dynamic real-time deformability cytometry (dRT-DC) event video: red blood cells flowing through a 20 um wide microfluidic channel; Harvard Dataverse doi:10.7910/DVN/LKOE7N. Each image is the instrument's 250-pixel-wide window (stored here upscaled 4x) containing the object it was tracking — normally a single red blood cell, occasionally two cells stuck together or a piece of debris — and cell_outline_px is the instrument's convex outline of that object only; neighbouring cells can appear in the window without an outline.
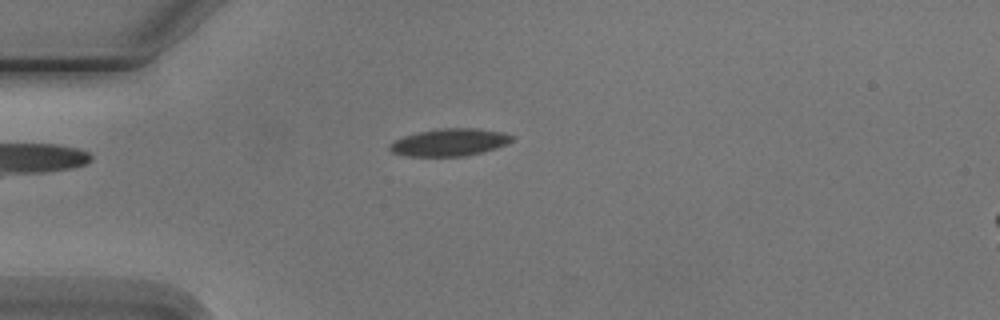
{"species": "Egyptian fruit bat (a non-hibernating species)", "species_latin": "Rousettus aegyptiacus", "temperature_condition": "cold", "stored_images_in_passage": 5, "camera_frame_rate_fps": 3000, "um_per_image_px": 0.085, "animal": {"sex": "male"}, "frame": {"image": 1, "passage_image": 2, "time_ms": 1.333, "image_size_px": [1000, 320], "cell_outline_px": [[512, 140], [496, 148], [464, 156], [404, 156], [392, 152], [388, 148], [388, 144], [404, 136], [420, 132], [444, 128], [476, 128], [504, 132], [512, 136]], "centroid_in_image_um": [38.18, 12.1], "position_along_channel_um": 46.8, "area_um2": 19.25}}
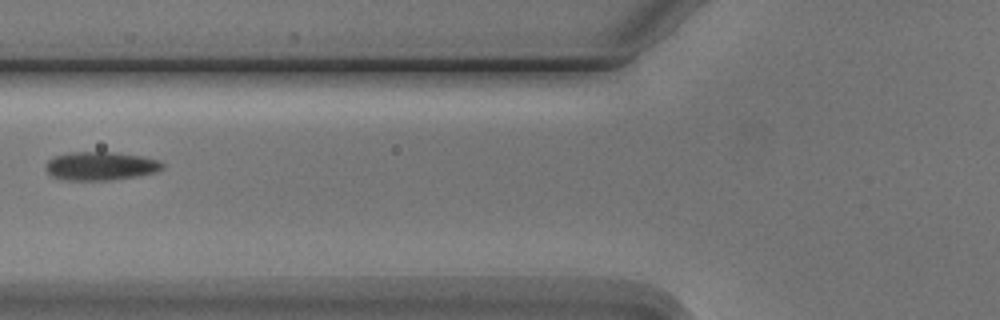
{"frame": {"image": 2, "passage_image": 4, "time_ms": 3.667, "image_size_px": [1000, 320], "cell_outline_px": [[164, 168], [156, 172], [136, 176], [112, 180], [60, 180], [52, 176], [44, 168], [44, 164], [52, 156], [68, 152], [116, 152], [140, 156], [156, 160], [164, 164]], "centroid_in_image_um": [8.48, 14.11], "position_along_channel_um": 117.3, "area_um2": 19.59}}
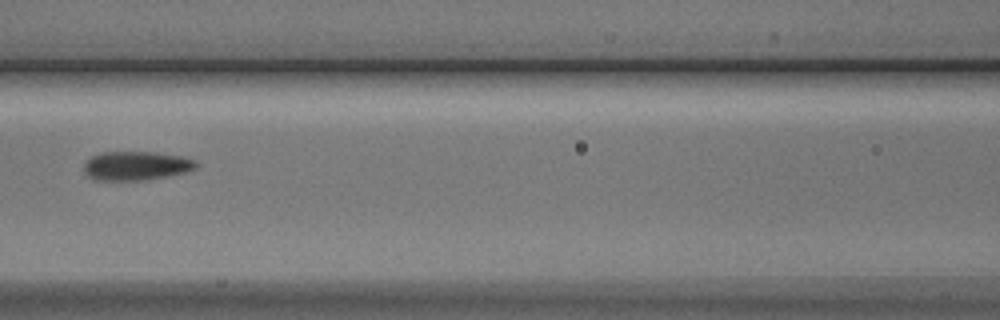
{"frame": {"image": 3, "passage_image": 5, "time_ms": 4.667, "image_size_px": [1000, 320], "cell_outline_px": [[200, 164], [196, 168], [184, 172], [168, 176], [140, 180], [92, 180], [84, 172], [84, 164], [92, 156], [104, 152], [156, 152], [180, 156], [196, 160]], "centroid_in_image_um": [11.58, 14.09], "position_along_channel_um": 155.0, "area_um2": 18.9}}